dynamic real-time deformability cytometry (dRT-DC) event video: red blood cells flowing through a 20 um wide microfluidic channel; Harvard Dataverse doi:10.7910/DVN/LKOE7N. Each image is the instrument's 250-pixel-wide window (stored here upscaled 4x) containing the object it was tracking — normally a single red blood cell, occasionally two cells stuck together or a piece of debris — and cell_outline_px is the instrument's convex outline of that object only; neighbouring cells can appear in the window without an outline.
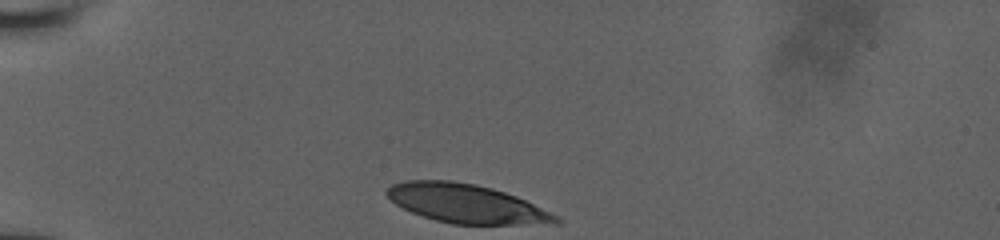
{"species": "human", "species_latin": "Homo sapiens", "temperature_condition": "room temperature", "stored_images_in_passage": 11, "camera_frame_rate_fps": 3000, "um_per_image_px": 0.085, "donor": {"sex": "male"}, "frame": {"image": 1, "passage_image": 1, "time_ms": 0.0, "image_size_px": [1000, 240], "cell_outline_px": [[564, 224], [452, 224], [436, 220], [412, 212], [396, 204], [384, 192], [392, 184], [404, 180], [452, 180], [476, 184], [492, 188], [516, 196], [560, 216], [564, 220]], "centroid_in_image_um": [39.7, 17.31], "position_along_channel_um": 45.3, "area_um2": 38.38}}
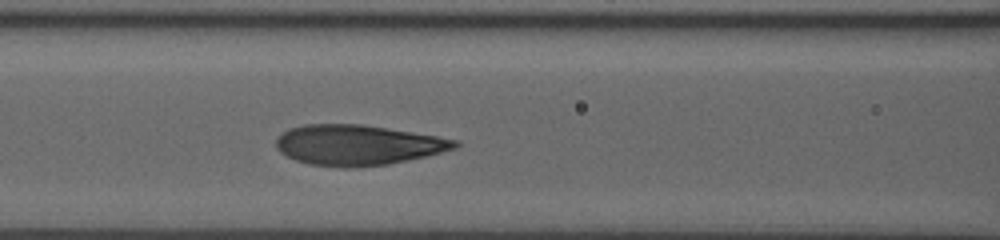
{"frame": {"image": 2, "passage_image": 8, "time_ms": 3.333, "image_size_px": [1000, 240], "cell_outline_px": [[460, 148], [388, 164], [356, 168], [344, 168], [308, 164], [296, 160], [280, 152], [276, 148], [276, 140], [288, 128], [304, 124], [364, 124], [460, 140]], "centroid_in_image_um": [30.42, 12.33], "position_along_channel_um": 136.2, "area_um2": 42.19}}
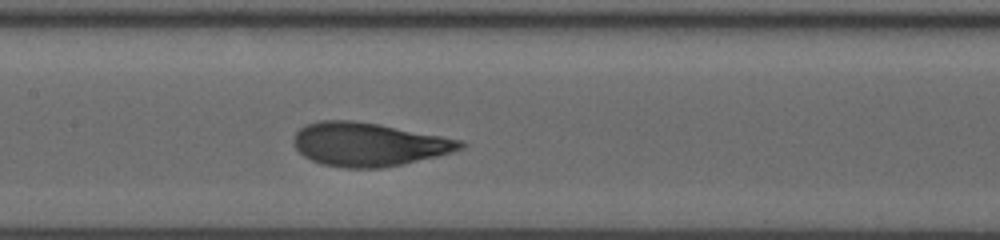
{"frame": {"image": 3, "passage_image": 11, "time_ms": 4.333, "image_size_px": [1000, 240], "cell_outline_px": [[468, 144], [464, 148], [452, 152], [436, 156], [400, 164], [380, 168], [344, 168], [320, 164], [304, 156], [296, 148], [292, 140], [296, 132], [304, 124], [320, 120], [352, 120], [380, 124], [464, 140]], "centroid_in_image_um": [31.33, 12.26], "position_along_channel_um": 176.1, "area_um2": 42.48}}